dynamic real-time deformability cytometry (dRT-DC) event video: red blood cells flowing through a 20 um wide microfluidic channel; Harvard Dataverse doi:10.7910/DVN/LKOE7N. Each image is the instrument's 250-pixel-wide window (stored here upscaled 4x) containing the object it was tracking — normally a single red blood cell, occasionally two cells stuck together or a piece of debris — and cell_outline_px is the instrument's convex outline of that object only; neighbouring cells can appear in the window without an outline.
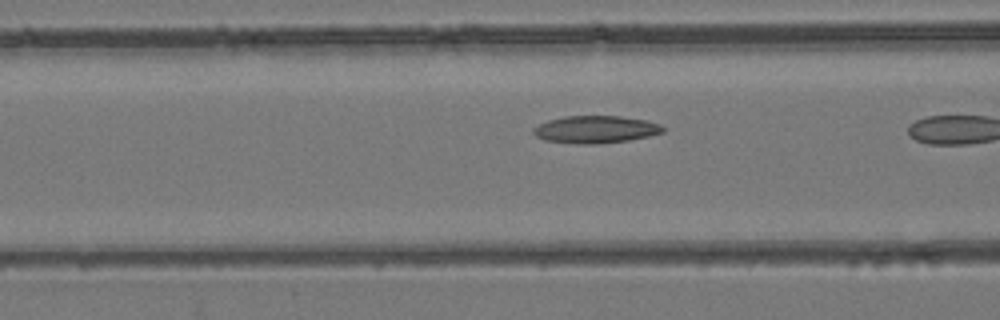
{"species": "common noctule bat (a hibernating species)", "species_latin": "Nyctalus noctula", "temperature_condition": "room temperature", "stored_images_in_passage": 9, "camera_frame_rate_fps": 3000, "um_per_image_px": 0.085, "animal": {"sex": "female", "body_mass_g": 24.6, "forearm_length_mm": 56.2}, "frame": {"image": 1, "passage_image": 8, "time_ms": 2.333, "image_size_px": [1000, 320], "cell_outline_px": [[664, 132], [648, 136], [628, 140], [600, 144], [580, 144], [544, 140], [536, 136], [532, 132], [532, 128], [548, 120], [564, 116], [620, 116], [648, 120], [660, 124], [664, 128]], "centroid_in_image_um": [50.62, 11.0], "position_along_channel_um": 116.0, "area_um2": 20.75}}